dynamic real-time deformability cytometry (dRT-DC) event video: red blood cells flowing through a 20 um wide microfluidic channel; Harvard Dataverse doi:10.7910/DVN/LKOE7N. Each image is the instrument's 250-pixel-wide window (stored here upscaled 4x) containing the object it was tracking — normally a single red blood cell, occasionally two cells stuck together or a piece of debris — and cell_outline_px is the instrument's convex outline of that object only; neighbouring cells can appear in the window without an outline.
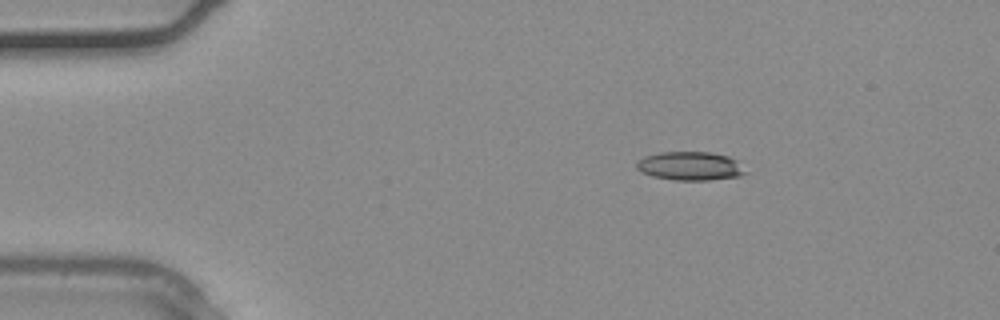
{"species": "common noctule bat (a hibernating species)", "species_latin": "Nyctalus noctula", "temperature_condition": "warm", "stored_images_in_passage": 2, "camera_frame_rate_fps": 3000, "um_per_image_px": 0.085, "animal": {"sex": "male", "body_mass_g": 20.4}, "frame": {"image": 1, "passage_image": 2, "time_ms": 0.333, "image_size_px": [1000, 320], "cell_outline_px": [[748, 172], [740, 176], [708, 180], [676, 180], [652, 176], [640, 172], [636, 168], [636, 160], [644, 156], [660, 152], [712, 152], [728, 156], [736, 160]], "centroid_in_image_um": [58.64, 14.11], "position_along_channel_um": 26.4, "area_um2": 18.32}}